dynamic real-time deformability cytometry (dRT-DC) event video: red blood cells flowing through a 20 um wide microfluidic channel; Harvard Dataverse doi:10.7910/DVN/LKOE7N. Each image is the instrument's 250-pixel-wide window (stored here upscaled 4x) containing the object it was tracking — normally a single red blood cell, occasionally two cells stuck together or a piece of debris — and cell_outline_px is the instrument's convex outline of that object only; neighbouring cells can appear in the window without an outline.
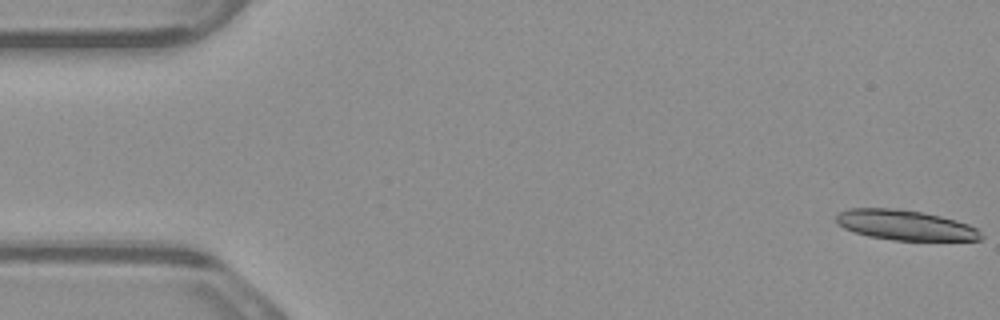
{"species": "common noctule bat (a hibernating species)", "species_latin": "Nyctalus noctula", "temperature_condition": "warm", "stored_images_in_passage": 5, "camera_frame_rate_fps": 3000, "um_per_image_px": 0.085, "animal": {"sex": "male", "body_mass_g": 23.1, "forearm_length_mm": 52.7}, "frame": {"image": 1, "passage_image": 1, "time_ms": 0.0, "image_size_px": [1000, 320], "cell_outline_px": [[984, 236], [980, 240], [896, 240], [868, 236], [844, 228], [836, 220], [836, 216], [840, 212], [848, 208], [900, 208], [940, 216], [956, 220], [968, 224], [976, 228]], "centroid_in_image_um": [76.95, 19.13], "position_along_channel_um": 8.0, "area_um2": 25.2}}